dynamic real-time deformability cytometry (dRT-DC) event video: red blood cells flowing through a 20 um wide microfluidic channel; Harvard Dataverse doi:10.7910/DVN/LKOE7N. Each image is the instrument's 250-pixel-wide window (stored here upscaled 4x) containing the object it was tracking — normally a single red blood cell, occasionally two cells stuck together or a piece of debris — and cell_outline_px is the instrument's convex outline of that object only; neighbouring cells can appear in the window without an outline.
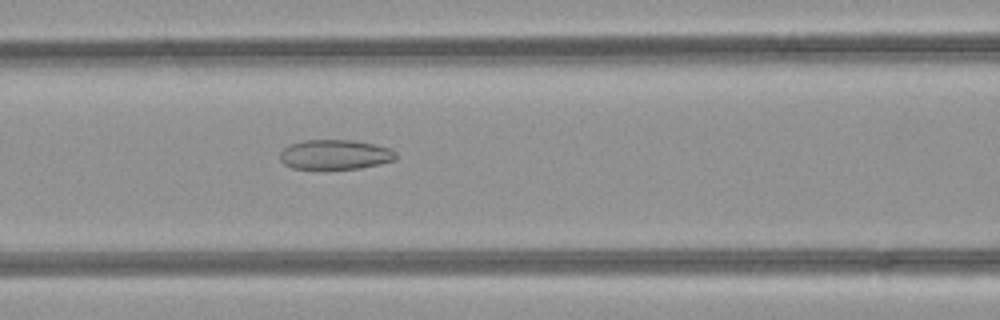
{"species": "common noctule bat (a hibernating species)", "species_latin": "Nyctalus noctula", "temperature_condition": "room temperature", "stored_images_in_passage": 49, "camera_frame_rate_fps": 3000, "um_per_image_px": 0.085, "animal": {"sex": "female", "body_mass_g": 21.9}, "frame": {"image": 1, "passage_image": 21, "time_ms": 6.667, "image_size_px": [1000, 320], "cell_outline_px": [[396, 160], [380, 164], [360, 168], [292, 168], [284, 164], [280, 160], [280, 152], [288, 144], [304, 140], [352, 140], [392, 148], [396, 152]], "centroid_in_image_um": [28.49, 13.13], "position_along_channel_um": 138.1, "area_um2": 20.06}}
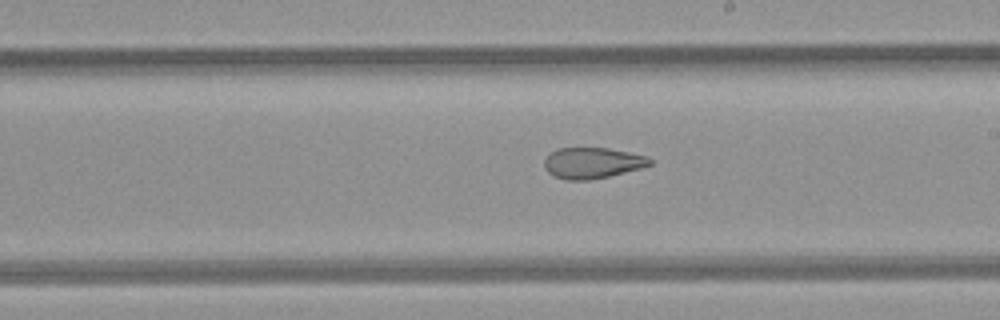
{"frame": {"image": 2, "passage_image": 28, "time_ms": 9.0, "image_size_px": [1000, 320], "cell_outline_px": [[652, 164], [640, 168], [608, 176], [588, 180], [564, 180], [552, 176], [544, 168], [544, 160], [552, 152], [560, 148], [608, 148], [648, 156], [652, 160]], "centroid_in_image_um": [50.33, 13.86], "position_along_channel_um": 238.7, "area_um2": 18.96}}
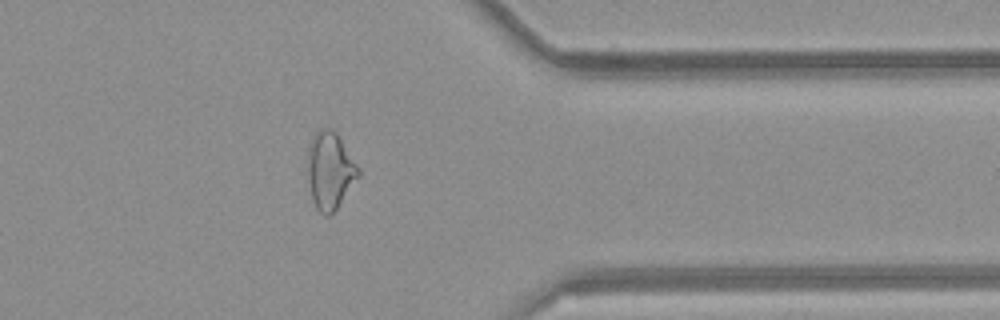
{"frame": {"image": 3, "passage_image": 39, "time_ms": 12.667, "image_size_px": [1000, 320], "cell_outline_px": [[360, 176], [336, 208], [328, 216], [324, 216], [316, 208], [312, 200], [308, 176], [308, 144], [312, 136], [320, 128], [332, 128], [336, 132], [360, 168]], "centroid_in_image_um": [28.05, 14.47], "position_along_channel_um": 383.4, "area_um2": 22.83}, "authors_computed_cell_mechanics": {"area_um2": 24.276, "velocity_mm_per_s": 4.3033, "shape_relaxation_time_tau1_ms": null, "shape_relaxation_time_tau2_ms": 2.2353, "deformation_change_tau1": null, "deformation_change_tau2": 0.0943}}